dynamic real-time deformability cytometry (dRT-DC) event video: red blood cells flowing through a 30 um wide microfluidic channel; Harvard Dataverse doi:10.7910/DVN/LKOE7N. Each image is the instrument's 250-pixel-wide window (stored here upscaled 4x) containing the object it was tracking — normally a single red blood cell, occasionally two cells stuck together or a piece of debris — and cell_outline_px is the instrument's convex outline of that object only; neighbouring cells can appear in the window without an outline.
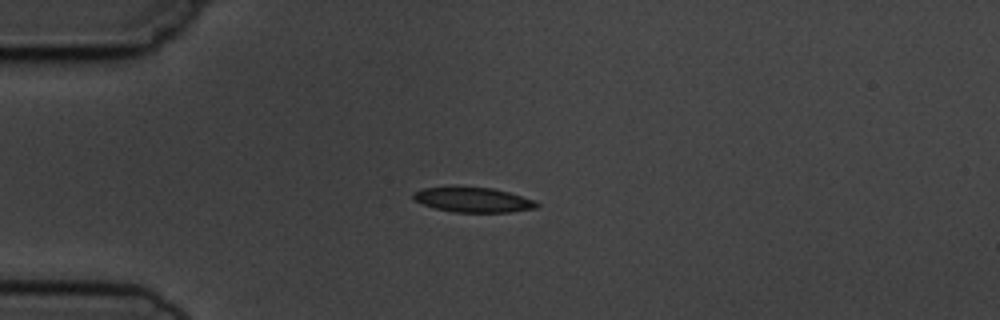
{"species": "common noctule bat (a hibernating species)", "species_latin": "Nyctalus noctula", "temperature_condition": "cold", "stored_images_in_passage": 5, "camera_frame_rate_fps": 3000, "um_per_image_px": 0.085, "animal": {"sex": "male", "body_mass_g": 19.5, "forearm_length_mm": 54.6}, "frame": {"image": 1, "passage_image": 3, "time_ms": 2.333, "image_size_px": [1000, 320], "cell_outline_px": [[540, 204], [536, 208], [508, 212], [456, 212], [436, 208], [424, 204], [416, 200], [412, 196], [412, 192], [424, 188], [492, 188], [508, 192], [536, 200]], "centroid_in_image_um": [40.27, 17.0], "position_along_channel_um": 44.7, "area_um2": 17.4}}
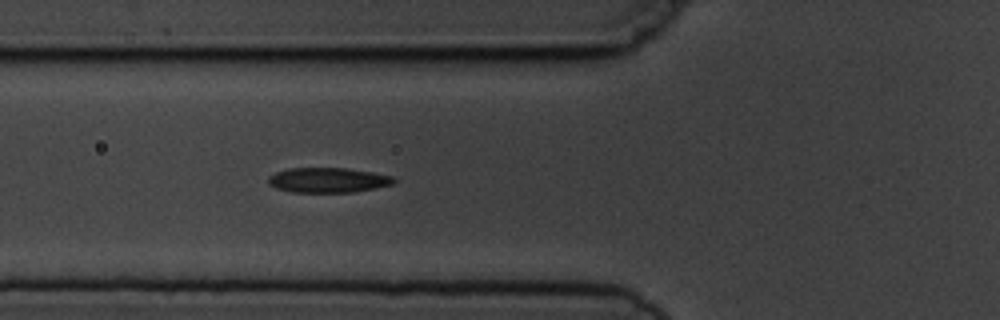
{"frame": {"image": 2, "passage_image": 5, "time_ms": 4.333, "image_size_px": [1000, 320], "cell_outline_px": [[396, 180], [392, 184], [376, 188], [352, 192], [292, 192], [276, 188], [268, 184], [268, 176], [276, 172], [288, 168], [348, 168], [372, 172], [392, 176]], "centroid_in_image_um": [27.86, 15.3], "position_along_channel_um": 97.9, "area_um2": 18.26}}